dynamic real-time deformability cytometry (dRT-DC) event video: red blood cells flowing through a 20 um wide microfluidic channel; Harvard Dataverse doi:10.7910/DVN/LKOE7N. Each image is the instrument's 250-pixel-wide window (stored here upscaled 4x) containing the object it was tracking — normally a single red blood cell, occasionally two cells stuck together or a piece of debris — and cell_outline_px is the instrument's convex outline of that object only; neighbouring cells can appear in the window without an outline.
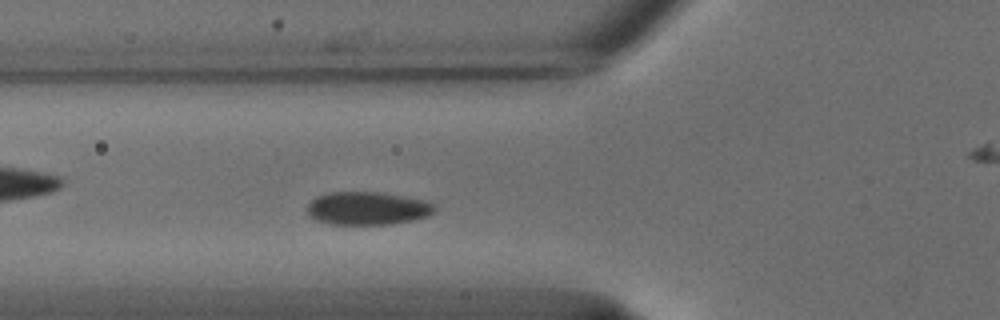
{"species": "common noctule bat (a hibernating species)", "species_latin": "Nyctalus noctula", "temperature_condition": "cold", "stored_images_in_passage": 45, "camera_frame_rate_fps": 3000, "um_per_image_px": 0.085, "animal": {"sex": "male", "body_mass_g": 18.8}, "frame": {"image": 1, "passage_image": 10, "time_ms": 3.0, "image_size_px": [1000, 320], "cell_outline_px": [[436, 212], [428, 216], [412, 220], [392, 224], [332, 224], [316, 220], [308, 216], [304, 208], [316, 196], [328, 192], [380, 192], [428, 200], [436, 204]], "centroid_in_image_um": [31.25, 17.7], "position_along_channel_um": 94.6, "area_um2": 25.03}}
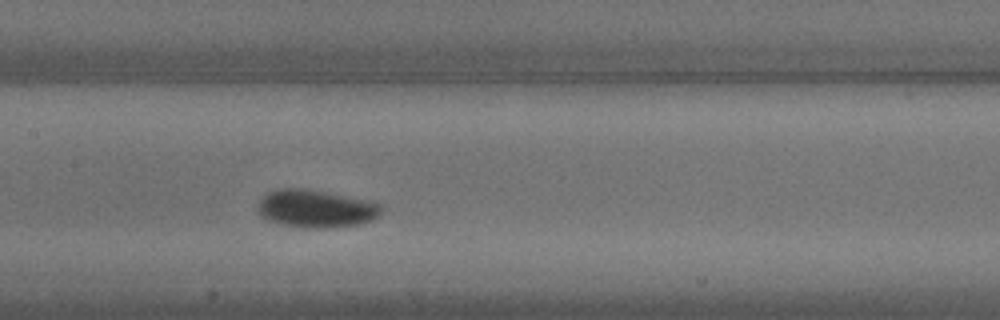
{"frame": {"image": 2, "passage_image": 17, "time_ms": 5.333, "image_size_px": [1000, 320], "cell_outline_px": [[384, 212], [380, 216], [372, 220], [356, 224], [332, 228], [304, 228], [284, 224], [268, 220], [260, 216], [256, 212], [256, 208], [260, 200], [268, 192], [284, 188], [304, 188], [364, 200], [380, 204], [384, 208]], "centroid_in_image_um": [26.84, 17.75], "position_along_channel_um": 180.6, "area_um2": 27.11}}
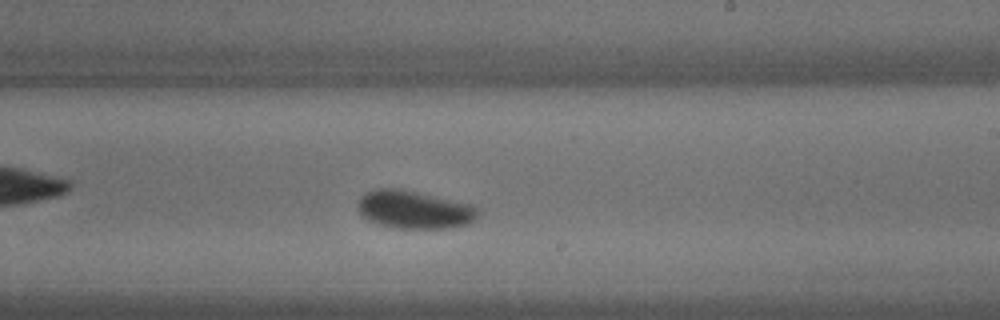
{"frame": {"image": 3, "passage_image": 23, "time_ms": 7.333, "image_size_px": [1000, 320], "cell_outline_px": [[480, 212], [468, 224], [448, 228], [392, 228], [376, 224], [360, 216], [356, 208], [360, 196], [376, 188], [400, 188], [472, 204], [480, 208]], "centroid_in_image_um": [35.17, 17.82], "position_along_channel_um": 253.8, "area_um2": 26.99}, "authors_computed_cell_mechanics": {"area_um2": 24.6806, "velocity_mm_per_s": 3.6794, "shape_relaxation_time_tau1_ms": 5.3095, "shape_relaxation_time_tau2_ms": null, "deformation_change_tau1": 0.1115, "deformation_change_tau2": null}}